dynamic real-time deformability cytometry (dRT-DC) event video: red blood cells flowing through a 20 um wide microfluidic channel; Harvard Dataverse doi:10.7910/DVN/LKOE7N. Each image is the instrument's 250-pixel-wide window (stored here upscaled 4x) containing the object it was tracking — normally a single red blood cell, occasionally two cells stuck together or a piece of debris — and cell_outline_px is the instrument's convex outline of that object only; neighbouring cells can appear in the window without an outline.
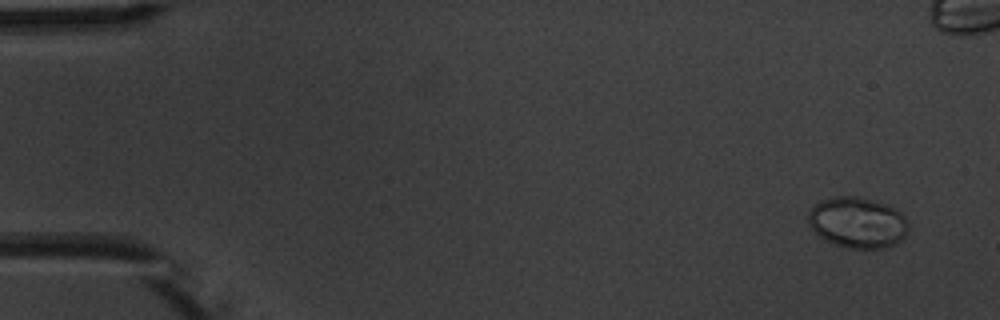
{"species": "common noctule bat (a hibernating species)", "species_latin": "Nyctalus noctula", "temperature_condition": "warm", "stored_images_in_passage": 7, "camera_frame_rate_fps": 3000, "um_per_image_px": 0.085, "animal": {"sex": "male", "body_mass_g": 20.1, "forearm_length_mm": 53.5}, "frame": {"image": 1, "passage_image": 1, "time_ms": 0.0, "image_size_px": [1000, 320], "cell_outline_px": [[908, 228], [904, 236], [896, 244], [888, 248], [848, 248], [824, 240], [808, 224], [808, 212], [820, 200], [836, 196], [860, 196], [896, 208], [908, 220]], "centroid_in_image_um": [72.9, 18.91], "position_along_channel_um": 12.1, "area_um2": 29.77}}
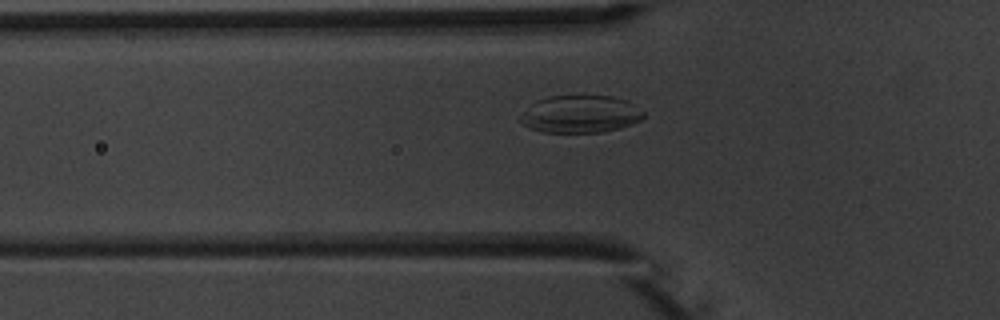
{"frame": {"image": 2, "passage_image": 7, "time_ms": 7.0, "image_size_px": [1000, 320], "cell_outline_px": [[644, 116], [640, 120], [632, 124], [620, 128], [604, 132], [544, 132], [528, 128], [516, 120], [536, 100], [548, 96], [612, 96], [628, 100], [636, 104], [644, 112]], "centroid_in_image_um": [49.34, 9.7], "position_along_channel_um": 76.5, "area_um2": 27.17}}